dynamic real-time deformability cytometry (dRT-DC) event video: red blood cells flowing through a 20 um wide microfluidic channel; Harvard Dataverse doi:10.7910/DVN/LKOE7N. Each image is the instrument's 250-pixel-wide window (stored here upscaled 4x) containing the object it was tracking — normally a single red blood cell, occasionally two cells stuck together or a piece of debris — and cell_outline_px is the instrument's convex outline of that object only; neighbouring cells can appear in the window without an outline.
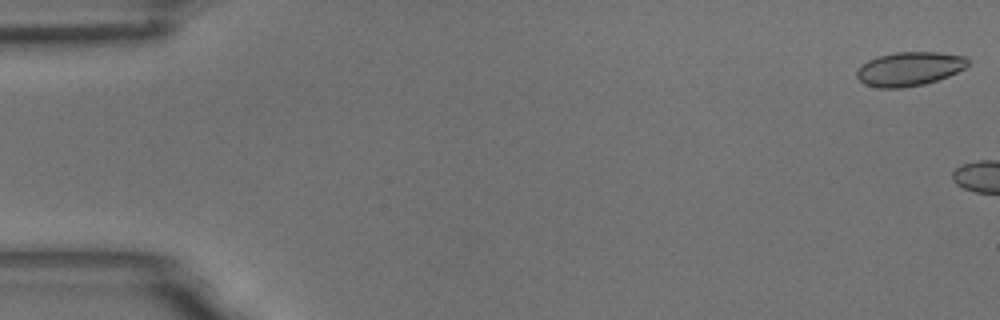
{"species": "common noctule bat (a hibernating species)", "species_latin": "Nyctalus noctula", "temperature_condition": "room temperature", "stored_images_in_passage": 3, "camera_frame_rate_fps": 3000, "um_per_image_px": 0.085, "animal": {"sex": "male", "body_mass_g": 18.8}, "frame": {"image": 1, "passage_image": 1, "time_ms": 0.0, "image_size_px": [1000, 320], "cell_outline_px": [[968, 64], [964, 68], [948, 76], [924, 84], [904, 88], [880, 88], [864, 84], [856, 76], [856, 72], [868, 60], [880, 56], [896, 52], [936, 52], [968, 56]], "centroid_in_image_um": [77.31, 5.85], "position_along_channel_um": 7.7, "area_um2": 21.85}}